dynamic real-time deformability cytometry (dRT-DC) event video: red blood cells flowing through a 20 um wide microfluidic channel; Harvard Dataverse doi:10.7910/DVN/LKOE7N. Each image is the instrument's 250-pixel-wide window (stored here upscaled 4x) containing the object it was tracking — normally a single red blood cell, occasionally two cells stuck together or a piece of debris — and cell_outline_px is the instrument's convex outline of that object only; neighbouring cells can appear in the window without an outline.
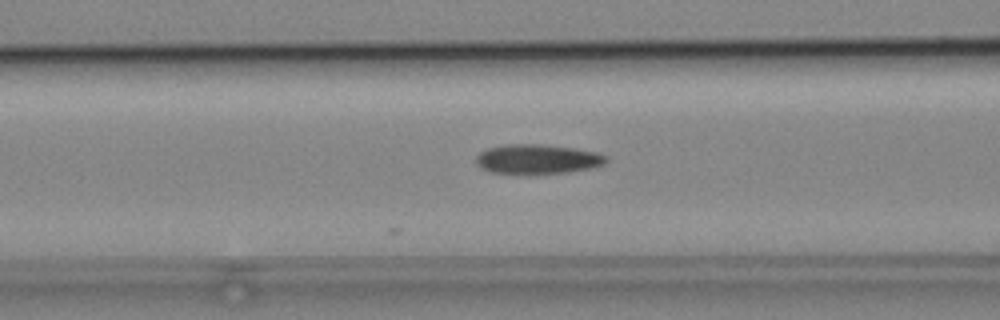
{"species": "common noctule bat (a hibernating species)", "species_latin": "Nyctalus noctula", "temperature_condition": "cold", "stored_images_in_passage": 16, "camera_frame_rate_fps": 3000, "um_per_image_px": 0.085, "animal": {"sex": "male", "body_mass_g": 19.2, "forearm_length_mm": 51.8}, "frame": {"image": 1, "passage_image": 5, "time_ms": 1.333, "image_size_px": [1000, 320], "cell_outline_px": [[608, 160], [604, 164], [592, 168], [568, 172], [488, 172], [480, 168], [476, 164], [476, 156], [480, 152], [488, 148], [508, 144], [540, 144], [572, 148], [596, 152], [608, 156]], "centroid_in_image_um": [45.69, 13.5], "position_along_channel_um": 120.9, "area_um2": 21.96}}
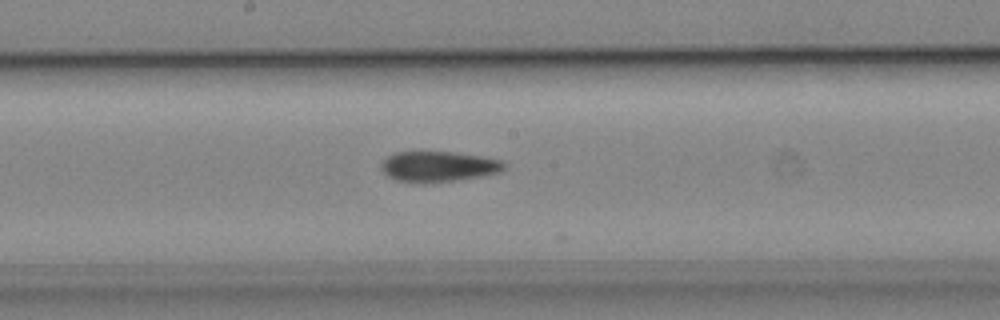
{"frame": {"image": 2, "passage_image": 12, "time_ms": 3.667, "image_size_px": [1000, 320], "cell_outline_px": [[504, 168], [500, 172], [456, 180], [424, 184], [396, 180], [388, 176], [380, 168], [380, 164], [388, 156], [396, 152], [456, 152], [480, 156], [500, 160], [504, 164]], "centroid_in_image_um": [37.21, 14.16], "position_along_channel_um": 211.0, "area_um2": 21.73}}
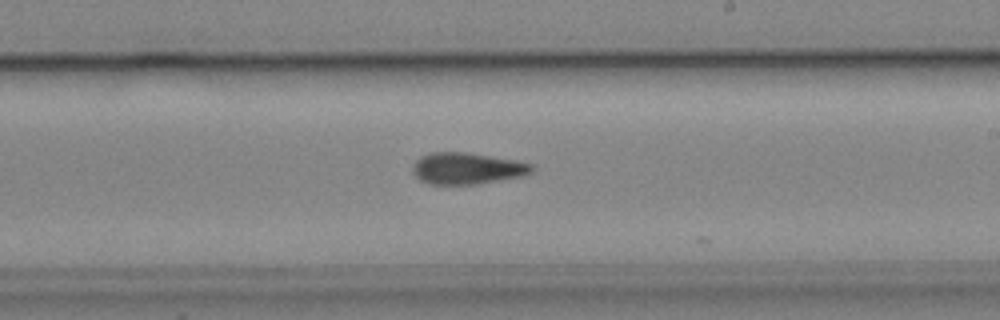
{"frame": {"image": 3, "passage_image": 15, "time_ms": 4.667, "image_size_px": [1000, 320], "cell_outline_px": [[536, 168], [532, 172], [524, 176], [476, 184], [432, 184], [420, 180], [412, 172], [412, 168], [416, 160], [420, 156], [428, 152], [468, 152], [516, 160], [532, 164]], "centroid_in_image_um": [39.72, 14.3], "position_along_channel_um": 249.3, "area_um2": 22.08}}